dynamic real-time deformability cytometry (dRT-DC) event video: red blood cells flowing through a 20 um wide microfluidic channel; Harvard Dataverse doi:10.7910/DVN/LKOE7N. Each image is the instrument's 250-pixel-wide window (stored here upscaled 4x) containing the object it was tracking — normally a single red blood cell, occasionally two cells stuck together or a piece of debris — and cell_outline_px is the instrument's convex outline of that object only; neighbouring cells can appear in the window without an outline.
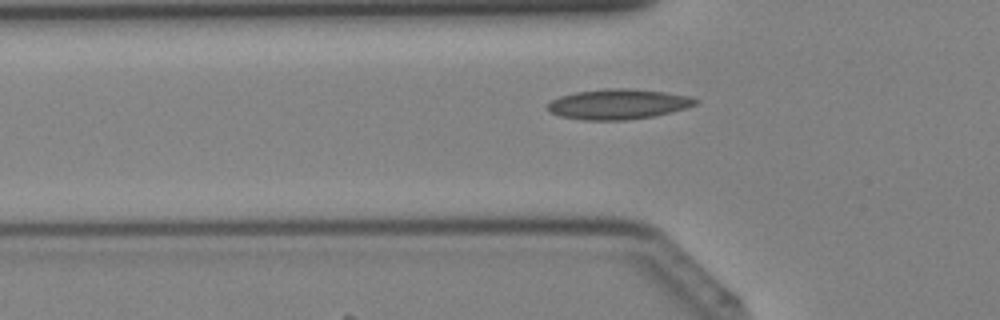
{"species": "Egyptian fruit bat (a non-hibernating species)", "species_latin": "Rousettus aegyptiacus", "temperature_condition": "cold", "stored_images_in_passage": 31, "camera_frame_rate_fps": 3000, "um_per_image_px": 0.085, "animal": {"sex": "female"}, "frame": {"image": 1, "passage_image": 4, "time_ms": 1.0, "image_size_px": [1000, 320], "cell_outline_px": [[700, 100], [696, 104], [684, 108], [652, 116], [624, 120], [584, 120], [560, 116], [548, 112], [544, 108], [552, 100], [560, 96], [576, 92], [604, 88], [624, 88], [664, 92], [688, 96]], "centroid_in_image_um": [52.47, 8.85], "position_along_channel_um": 73.3, "area_um2": 25.84}}
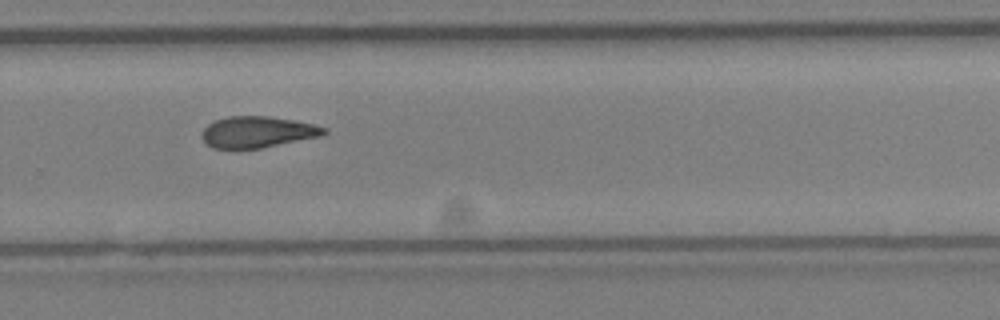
{"frame": {"image": 2, "passage_image": 18, "time_ms": 5.667, "image_size_px": [1000, 320], "cell_outline_px": [[328, 132], [320, 136], [260, 148], [212, 148], [200, 136], [204, 128], [208, 124], [216, 120], [228, 116], [268, 116], [292, 120], [312, 124], [328, 128]], "centroid_in_image_um": [21.88, 11.21], "position_along_channel_um": 307.9, "area_um2": 22.02}}
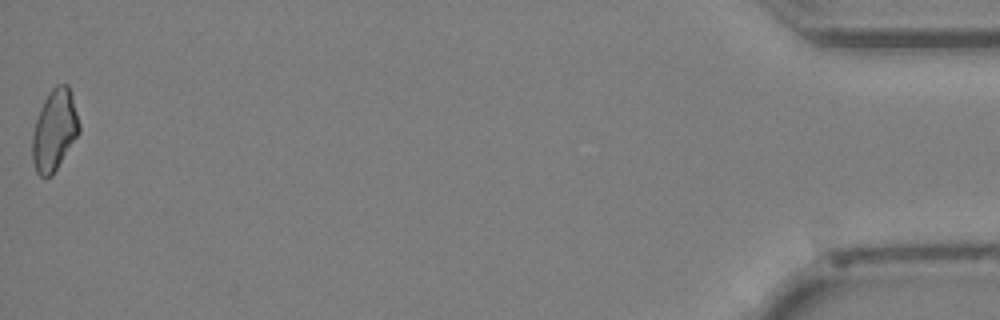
{"frame": {"image": 3, "passage_image": 31, "time_ms": 10.0, "image_size_px": [1000, 320], "cell_outline_px": [[80, 132], [52, 176], [40, 176], [36, 172], [32, 160], [32, 132], [40, 108], [48, 92], [56, 84], [68, 84], [72, 96], [80, 124]], "centroid_in_image_um": [4.62, 11.06], "position_along_channel_um": 430.6, "area_um2": 22.2}}